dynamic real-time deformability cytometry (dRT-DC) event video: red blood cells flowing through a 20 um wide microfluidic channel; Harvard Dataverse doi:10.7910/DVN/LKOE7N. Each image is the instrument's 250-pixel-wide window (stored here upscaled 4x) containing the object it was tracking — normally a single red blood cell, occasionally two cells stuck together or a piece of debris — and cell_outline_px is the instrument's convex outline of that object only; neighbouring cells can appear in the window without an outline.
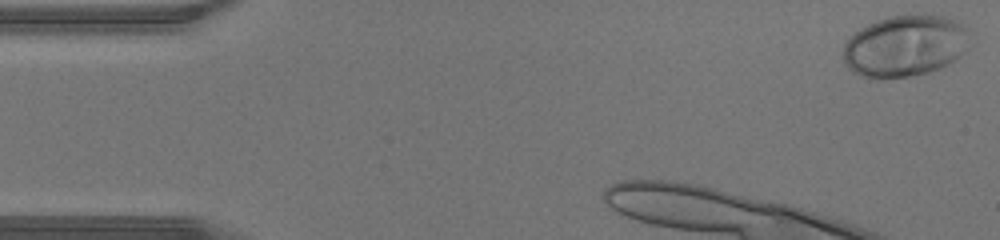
{"species": "human", "species_latin": "Homo sapiens", "temperature_condition": "warm", "stored_images_in_passage": 7, "camera_frame_rate_fps": 3000, "um_per_image_px": 0.085, "donor": {"sex": "male"}, "frame": {"image": 1, "passage_image": 1, "time_ms": 0.0, "image_size_px": [1000, 240], "cell_outline_px": [[964, 28], [960, 56], [956, 60], [940, 68], [928, 72], [908, 76], [860, 76], [852, 72], [848, 68], [844, 60], [844, 44], [860, 28], [876, 20], [888, 16], [924, 12], [944, 16], [956, 20]], "centroid_in_image_um": [76.85, 3.85], "position_along_channel_um": 8.1, "area_um2": 44.45}}